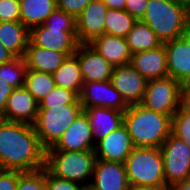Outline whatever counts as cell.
Here are the masks:
<instances>
[{
    "label": "cell",
    "instance_id": "484cf974",
    "mask_svg": "<svg viewBox=\"0 0 190 190\" xmlns=\"http://www.w3.org/2000/svg\"><path fill=\"white\" fill-rule=\"evenodd\" d=\"M126 41L131 54L151 50L163 44L155 32L141 20L135 22L126 36Z\"/></svg>",
    "mask_w": 190,
    "mask_h": 190
},
{
    "label": "cell",
    "instance_id": "8992f818",
    "mask_svg": "<svg viewBox=\"0 0 190 190\" xmlns=\"http://www.w3.org/2000/svg\"><path fill=\"white\" fill-rule=\"evenodd\" d=\"M130 185H143L166 190L164 164L160 148L134 147L124 162Z\"/></svg>",
    "mask_w": 190,
    "mask_h": 190
},
{
    "label": "cell",
    "instance_id": "5bb4252c",
    "mask_svg": "<svg viewBox=\"0 0 190 190\" xmlns=\"http://www.w3.org/2000/svg\"><path fill=\"white\" fill-rule=\"evenodd\" d=\"M38 110L39 103L27 88L25 86L17 87L8 96L7 106L0 119L33 125L36 121Z\"/></svg>",
    "mask_w": 190,
    "mask_h": 190
},
{
    "label": "cell",
    "instance_id": "30bf717a",
    "mask_svg": "<svg viewBox=\"0 0 190 190\" xmlns=\"http://www.w3.org/2000/svg\"><path fill=\"white\" fill-rule=\"evenodd\" d=\"M79 100L83 110L91 107H105L125 111L129 107L111 80L84 83Z\"/></svg>",
    "mask_w": 190,
    "mask_h": 190
},
{
    "label": "cell",
    "instance_id": "7402d4cb",
    "mask_svg": "<svg viewBox=\"0 0 190 190\" xmlns=\"http://www.w3.org/2000/svg\"><path fill=\"white\" fill-rule=\"evenodd\" d=\"M67 58L65 53L47 50L28 43L24 61L30 70L53 74Z\"/></svg>",
    "mask_w": 190,
    "mask_h": 190
},
{
    "label": "cell",
    "instance_id": "83f0119b",
    "mask_svg": "<svg viewBox=\"0 0 190 190\" xmlns=\"http://www.w3.org/2000/svg\"><path fill=\"white\" fill-rule=\"evenodd\" d=\"M55 86L56 84L52 74L30 69L27 70L25 87L38 103L43 100Z\"/></svg>",
    "mask_w": 190,
    "mask_h": 190
},
{
    "label": "cell",
    "instance_id": "277c9868",
    "mask_svg": "<svg viewBox=\"0 0 190 190\" xmlns=\"http://www.w3.org/2000/svg\"><path fill=\"white\" fill-rule=\"evenodd\" d=\"M141 21L155 32L162 43L190 33L189 6L172 0H148Z\"/></svg>",
    "mask_w": 190,
    "mask_h": 190
},
{
    "label": "cell",
    "instance_id": "2e32d148",
    "mask_svg": "<svg viewBox=\"0 0 190 190\" xmlns=\"http://www.w3.org/2000/svg\"><path fill=\"white\" fill-rule=\"evenodd\" d=\"M91 179L92 190H127L130 185L122 162L96 159Z\"/></svg>",
    "mask_w": 190,
    "mask_h": 190
},
{
    "label": "cell",
    "instance_id": "bcb514c9",
    "mask_svg": "<svg viewBox=\"0 0 190 190\" xmlns=\"http://www.w3.org/2000/svg\"><path fill=\"white\" fill-rule=\"evenodd\" d=\"M189 27H190V5H189Z\"/></svg>",
    "mask_w": 190,
    "mask_h": 190
},
{
    "label": "cell",
    "instance_id": "5b68a950",
    "mask_svg": "<svg viewBox=\"0 0 190 190\" xmlns=\"http://www.w3.org/2000/svg\"><path fill=\"white\" fill-rule=\"evenodd\" d=\"M96 162L94 150L46 151L45 168L55 177L89 187Z\"/></svg>",
    "mask_w": 190,
    "mask_h": 190
},
{
    "label": "cell",
    "instance_id": "4dcf8cb0",
    "mask_svg": "<svg viewBox=\"0 0 190 190\" xmlns=\"http://www.w3.org/2000/svg\"><path fill=\"white\" fill-rule=\"evenodd\" d=\"M171 134L183 140L190 148V113L184 112L180 107L172 117Z\"/></svg>",
    "mask_w": 190,
    "mask_h": 190
},
{
    "label": "cell",
    "instance_id": "4316f807",
    "mask_svg": "<svg viewBox=\"0 0 190 190\" xmlns=\"http://www.w3.org/2000/svg\"><path fill=\"white\" fill-rule=\"evenodd\" d=\"M137 20L125 10L108 8L105 14V33L126 38Z\"/></svg>",
    "mask_w": 190,
    "mask_h": 190
},
{
    "label": "cell",
    "instance_id": "f6af8a7d",
    "mask_svg": "<svg viewBox=\"0 0 190 190\" xmlns=\"http://www.w3.org/2000/svg\"><path fill=\"white\" fill-rule=\"evenodd\" d=\"M172 1H176V2H179V3H182V4H185V5H190V0H172Z\"/></svg>",
    "mask_w": 190,
    "mask_h": 190
},
{
    "label": "cell",
    "instance_id": "44dd1931",
    "mask_svg": "<svg viewBox=\"0 0 190 190\" xmlns=\"http://www.w3.org/2000/svg\"><path fill=\"white\" fill-rule=\"evenodd\" d=\"M89 45L113 67L131 63L132 54L129 51L126 38L104 33L95 38Z\"/></svg>",
    "mask_w": 190,
    "mask_h": 190
},
{
    "label": "cell",
    "instance_id": "7a4b0ae2",
    "mask_svg": "<svg viewBox=\"0 0 190 190\" xmlns=\"http://www.w3.org/2000/svg\"><path fill=\"white\" fill-rule=\"evenodd\" d=\"M171 120L141 104L129 105L124 111V125L134 147L160 148L171 134Z\"/></svg>",
    "mask_w": 190,
    "mask_h": 190
},
{
    "label": "cell",
    "instance_id": "d4e9b609",
    "mask_svg": "<svg viewBox=\"0 0 190 190\" xmlns=\"http://www.w3.org/2000/svg\"><path fill=\"white\" fill-rule=\"evenodd\" d=\"M52 75L56 86L74 91L80 96L84 81L75 54L67 56L62 65Z\"/></svg>",
    "mask_w": 190,
    "mask_h": 190
},
{
    "label": "cell",
    "instance_id": "ba28073f",
    "mask_svg": "<svg viewBox=\"0 0 190 190\" xmlns=\"http://www.w3.org/2000/svg\"><path fill=\"white\" fill-rule=\"evenodd\" d=\"M180 82L172 77L147 81L141 105L171 118L179 109Z\"/></svg>",
    "mask_w": 190,
    "mask_h": 190
},
{
    "label": "cell",
    "instance_id": "60d3db41",
    "mask_svg": "<svg viewBox=\"0 0 190 190\" xmlns=\"http://www.w3.org/2000/svg\"><path fill=\"white\" fill-rule=\"evenodd\" d=\"M110 9L125 10L126 0H103Z\"/></svg>",
    "mask_w": 190,
    "mask_h": 190
},
{
    "label": "cell",
    "instance_id": "52a82bcc",
    "mask_svg": "<svg viewBox=\"0 0 190 190\" xmlns=\"http://www.w3.org/2000/svg\"><path fill=\"white\" fill-rule=\"evenodd\" d=\"M82 111L81 104L39 108L33 126L42 146L53 147Z\"/></svg>",
    "mask_w": 190,
    "mask_h": 190
},
{
    "label": "cell",
    "instance_id": "f1b7e54d",
    "mask_svg": "<svg viewBox=\"0 0 190 190\" xmlns=\"http://www.w3.org/2000/svg\"><path fill=\"white\" fill-rule=\"evenodd\" d=\"M27 66L23 57H15L10 62L0 65V78L14 88L25 86Z\"/></svg>",
    "mask_w": 190,
    "mask_h": 190
},
{
    "label": "cell",
    "instance_id": "4fadbf2b",
    "mask_svg": "<svg viewBox=\"0 0 190 190\" xmlns=\"http://www.w3.org/2000/svg\"><path fill=\"white\" fill-rule=\"evenodd\" d=\"M89 120L82 111L67 128L58 142L46 151H85L94 150L92 131Z\"/></svg>",
    "mask_w": 190,
    "mask_h": 190
},
{
    "label": "cell",
    "instance_id": "7c38bea8",
    "mask_svg": "<svg viewBox=\"0 0 190 190\" xmlns=\"http://www.w3.org/2000/svg\"><path fill=\"white\" fill-rule=\"evenodd\" d=\"M107 9L103 0H92L76 17L77 37L80 44H89L105 33Z\"/></svg>",
    "mask_w": 190,
    "mask_h": 190
},
{
    "label": "cell",
    "instance_id": "e575fe53",
    "mask_svg": "<svg viewBox=\"0 0 190 190\" xmlns=\"http://www.w3.org/2000/svg\"><path fill=\"white\" fill-rule=\"evenodd\" d=\"M91 1L92 0H56L58 9L65 11L75 18L82 13V10Z\"/></svg>",
    "mask_w": 190,
    "mask_h": 190
},
{
    "label": "cell",
    "instance_id": "3957f363",
    "mask_svg": "<svg viewBox=\"0 0 190 190\" xmlns=\"http://www.w3.org/2000/svg\"><path fill=\"white\" fill-rule=\"evenodd\" d=\"M29 43L67 56L75 54L80 45L76 18L56 8L43 24L29 30Z\"/></svg>",
    "mask_w": 190,
    "mask_h": 190
},
{
    "label": "cell",
    "instance_id": "f546056e",
    "mask_svg": "<svg viewBox=\"0 0 190 190\" xmlns=\"http://www.w3.org/2000/svg\"><path fill=\"white\" fill-rule=\"evenodd\" d=\"M67 104H80L79 96L69 89L55 88L39 102V108H53Z\"/></svg>",
    "mask_w": 190,
    "mask_h": 190
},
{
    "label": "cell",
    "instance_id": "1f68e13d",
    "mask_svg": "<svg viewBox=\"0 0 190 190\" xmlns=\"http://www.w3.org/2000/svg\"><path fill=\"white\" fill-rule=\"evenodd\" d=\"M16 190H46L45 188V168L21 172Z\"/></svg>",
    "mask_w": 190,
    "mask_h": 190
},
{
    "label": "cell",
    "instance_id": "b9f144b4",
    "mask_svg": "<svg viewBox=\"0 0 190 190\" xmlns=\"http://www.w3.org/2000/svg\"><path fill=\"white\" fill-rule=\"evenodd\" d=\"M168 190H190V178L173 183Z\"/></svg>",
    "mask_w": 190,
    "mask_h": 190
},
{
    "label": "cell",
    "instance_id": "6da1fadb",
    "mask_svg": "<svg viewBox=\"0 0 190 190\" xmlns=\"http://www.w3.org/2000/svg\"><path fill=\"white\" fill-rule=\"evenodd\" d=\"M45 164L46 149L33 125L0 119V169L31 172Z\"/></svg>",
    "mask_w": 190,
    "mask_h": 190
},
{
    "label": "cell",
    "instance_id": "f35d334b",
    "mask_svg": "<svg viewBox=\"0 0 190 190\" xmlns=\"http://www.w3.org/2000/svg\"><path fill=\"white\" fill-rule=\"evenodd\" d=\"M179 107L187 113H190V92L180 91Z\"/></svg>",
    "mask_w": 190,
    "mask_h": 190
},
{
    "label": "cell",
    "instance_id": "8fae6325",
    "mask_svg": "<svg viewBox=\"0 0 190 190\" xmlns=\"http://www.w3.org/2000/svg\"><path fill=\"white\" fill-rule=\"evenodd\" d=\"M111 82L121 93L128 105L142 103L147 80L132 66L131 63L114 67L111 75Z\"/></svg>",
    "mask_w": 190,
    "mask_h": 190
},
{
    "label": "cell",
    "instance_id": "8d00e7d4",
    "mask_svg": "<svg viewBox=\"0 0 190 190\" xmlns=\"http://www.w3.org/2000/svg\"><path fill=\"white\" fill-rule=\"evenodd\" d=\"M148 0H126L125 11L136 20H141L145 14Z\"/></svg>",
    "mask_w": 190,
    "mask_h": 190
},
{
    "label": "cell",
    "instance_id": "d6986e66",
    "mask_svg": "<svg viewBox=\"0 0 190 190\" xmlns=\"http://www.w3.org/2000/svg\"><path fill=\"white\" fill-rule=\"evenodd\" d=\"M163 44L167 55L168 76L180 82L190 73V33Z\"/></svg>",
    "mask_w": 190,
    "mask_h": 190
},
{
    "label": "cell",
    "instance_id": "d6a6232c",
    "mask_svg": "<svg viewBox=\"0 0 190 190\" xmlns=\"http://www.w3.org/2000/svg\"><path fill=\"white\" fill-rule=\"evenodd\" d=\"M46 190H83L84 187L76 182L55 177L45 168Z\"/></svg>",
    "mask_w": 190,
    "mask_h": 190
},
{
    "label": "cell",
    "instance_id": "9a60e30c",
    "mask_svg": "<svg viewBox=\"0 0 190 190\" xmlns=\"http://www.w3.org/2000/svg\"><path fill=\"white\" fill-rule=\"evenodd\" d=\"M133 148L130 135L123 124L98 141L94 151L96 159L124 163Z\"/></svg>",
    "mask_w": 190,
    "mask_h": 190
},
{
    "label": "cell",
    "instance_id": "cb8c5ba5",
    "mask_svg": "<svg viewBox=\"0 0 190 190\" xmlns=\"http://www.w3.org/2000/svg\"><path fill=\"white\" fill-rule=\"evenodd\" d=\"M20 21L30 30L43 24L57 8L56 0H19Z\"/></svg>",
    "mask_w": 190,
    "mask_h": 190
},
{
    "label": "cell",
    "instance_id": "836d02e7",
    "mask_svg": "<svg viewBox=\"0 0 190 190\" xmlns=\"http://www.w3.org/2000/svg\"><path fill=\"white\" fill-rule=\"evenodd\" d=\"M19 0H0V22L20 21Z\"/></svg>",
    "mask_w": 190,
    "mask_h": 190
},
{
    "label": "cell",
    "instance_id": "603a6c76",
    "mask_svg": "<svg viewBox=\"0 0 190 190\" xmlns=\"http://www.w3.org/2000/svg\"><path fill=\"white\" fill-rule=\"evenodd\" d=\"M0 43L15 57H24L29 43V29L21 21L0 22Z\"/></svg>",
    "mask_w": 190,
    "mask_h": 190
},
{
    "label": "cell",
    "instance_id": "7bdbcfd3",
    "mask_svg": "<svg viewBox=\"0 0 190 190\" xmlns=\"http://www.w3.org/2000/svg\"><path fill=\"white\" fill-rule=\"evenodd\" d=\"M180 91L190 92V73L180 81Z\"/></svg>",
    "mask_w": 190,
    "mask_h": 190
},
{
    "label": "cell",
    "instance_id": "7dc6e473",
    "mask_svg": "<svg viewBox=\"0 0 190 190\" xmlns=\"http://www.w3.org/2000/svg\"><path fill=\"white\" fill-rule=\"evenodd\" d=\"M83 190H92L90 187H84Z\"/></svg>",
    "mask_w": 190,
    "mask_h": 190
},
{
    "label": "cell",
    "instance_id": "ee69618b",
    "mask_svg": "<svg viewBox=\"0 0 190 190\" xmlns=\"http://www.w3.org/2000/svg\"><path fill=\"white\" fill-rule=\"evenodd\" d=\"M127 190H158V189L143 185H129V188Z\"/></svg>",
    "mask_w": 190,
    "mask_h": 190
},
{
    "label": "cell",
    "instance_id": "d590c367",
    "mask_svg": "<svg viewBox=\"0 0 190 190\" xmlns=\"http://www.w3.org/2000/svg\"><path fill=\"white\" fill-rule=\"evenodd\" d=\"M20 171L0 169V190H16Z\"/></svg>",
    "mask_w": 190,
    "mask_h": 190
},
{
    "label": "cell",
    "instance_id": "74e56055",
    "mask_svg": "<svg viewBox=\"0 0 190 190\" xmlns=\"http://www.w3.org/2000/svg\"><path fill=\"white\" fill-rule=\"evenodd\" d=\"M14 87L7 83L4 79L0 78V116L3 114L6 106L8 96L13 92Z\"/></svg>",
    "mask_w": 190,
    "mask_h": 190
},
{
    "label": "cell",
    "instance_id": "ffe728a7",
    "mask_svg": "<svg viewBox=\"0 0 190 190\" xmlns=\"http://www.w3.org/2000/svg\"><path fill=\"white\" fill-rule=\"evenodd\" d=\"M83 111L89 120L94 144L124 124V111L105 107H91Z\"/></svg>",
    "mask_w": 190,
    "mask_h": 190
},
{
    "label": "cell",
    "instance_id": "ac0fdd59",
    "mask_svg": "<svg viewBox=\"0 0 190 190\" xmlns=\"http://www.w3.org/2000/svg\"><path fill=\"white\" fill-rule=\"evenodd\" d=\"M131 64L147 81L168 77L164 44L151 50L132 54Z\"/></svg>",
    "mask_w": 190,
    "mask_h": 190
},
{
    "label": "cell",
    "instance_id": "ab89813d",
    "mask_svg": "<svg viewBox=\"0 0 190 190\" xmlns=\"http://www.w3.org/2000/svg\"><path fill=\"white\" fill-rule=\"evenodd\" d=\"M15 56L0 43V65L10 62Z\"/></svg>",
    "mask_w": 190,
    "mask_h": 190
},
{
    "label": "cell",
    "instance_id": "9c48e42d",
    "mask_svg": "<svg viewBox=\"0 0 190 190\" xmlns=\"http://www.w3.org/2000/svg\"><path fill=\"white\" fill-rule=\"evenodd\" d=\"M164 164V178L169 187L190 178V148L183 140L170 136L160 147Z\"/></svg>",
    "mask_w": 190,
    "mask_h": 190
},
{
    "label": "cell",
    "instance_id": "e0dca14e",
    "mask_svg": "<svg viewBox=\"0 0 190 190\" xmlns=\"http://www.w3.org/2000/svg\"><path fill=\"white\" fill-rule=\"evenodd\" d=\"M75 55L84 83L111 80L113 66L89 44H80Z\"/></svg>",
    "mask_w": 190,
    "mask_h": 190
}]
</instances>
